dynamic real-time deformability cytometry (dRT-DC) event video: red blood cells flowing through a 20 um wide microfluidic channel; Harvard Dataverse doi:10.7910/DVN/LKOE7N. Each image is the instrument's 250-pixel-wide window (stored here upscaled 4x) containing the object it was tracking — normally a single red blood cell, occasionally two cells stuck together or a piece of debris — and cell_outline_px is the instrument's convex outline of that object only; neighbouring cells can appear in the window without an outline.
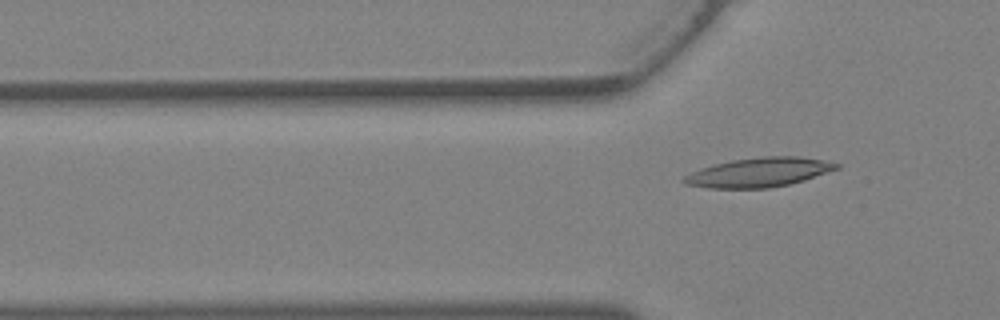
{"species": "Egyptian fruit bat (a non-hibernating species)", "species_latin": "Rousettus aegyptiacus", "temperature_condition": "warm", "stored_images_in_passage": 2, "camera_frame_rate_fps": 3000, "um_per_image_px": 0.085, "animal": {"sex": "female"}, "frame": {"image": 1, "passage_image": 2, "time_ms": 0.333, "image_size_px": [1000, 320], "cell_outline_px": [[840, 168], [804, 180], [788, 184], [768, 188], [716, 188], [684, 184], [680, 180], [684, 176], [712, 160], [760, 156], [800, 156], [824, 160], [840, 164]], "centroid_in_image_um": [64.4, 14.61], "position_along_channel_um": 61.4, "area_um2": 26.93}}